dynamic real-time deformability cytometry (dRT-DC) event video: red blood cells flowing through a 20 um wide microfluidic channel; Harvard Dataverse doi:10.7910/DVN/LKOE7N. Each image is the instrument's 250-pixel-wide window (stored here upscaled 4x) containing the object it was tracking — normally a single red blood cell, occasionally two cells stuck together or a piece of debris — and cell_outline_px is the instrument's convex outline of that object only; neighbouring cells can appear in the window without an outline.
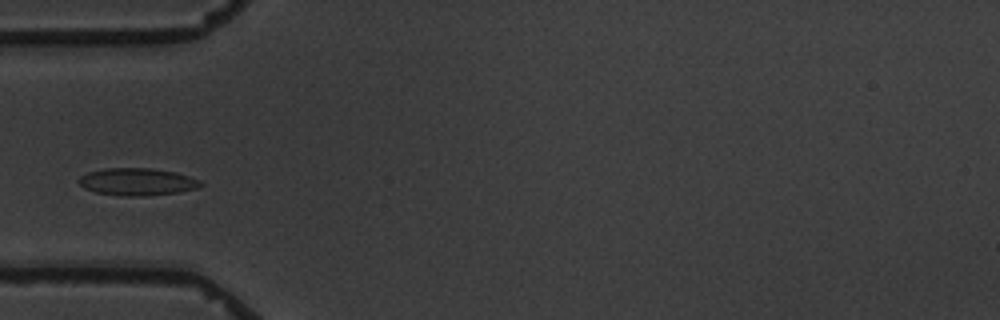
{"species": "common noctule bat (a hibernating species)", "species_latin": "Nyctalus noctula", "temperature_condition": "warm", "stored_images_in_passage": 8, "camera_frame_rate_fps": 3000, "um_per_image_px": 0.085, "animal": {"sex": "male", "body_mass_g": 19.5, "forearm_length_mm": 54.6}, "frame": {"image": 1, "passage_image": 4, "time_ms": 3.333, "image_size_px": [1000, 320], "cell_outline_px": [[204, 184], [200, 188], [180, 192], [144, 196], [120, 196], [96, 192], [84, 188], [76, 180], [80, 176], [88, 172], [104, 168], [152, 168], [176, 172], [200, 180]], "centroid_in_image_um": [11.68, 15.45], "position_along_channel_um": 73.3, "area_um2": 19.65}}
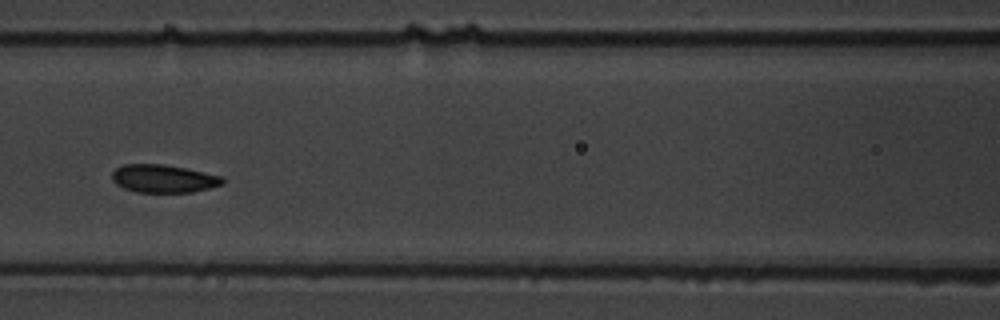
{"frame": {"image": 2, "passage_image": 6, "time_ms": 5.667, "image_size_px": [1000, 320], "cell_outline_px": [[224, 184], [192, 192], [136, 192], [124, 188], [116, 184], [112, 180], [112, 172], [116, 168], [124, 164], [164, 164], [224, 176]], "centroid_in_image_um": [13.9, 15.18], "position_along_channel_um": 152.7, "area_um2": 18.03}}
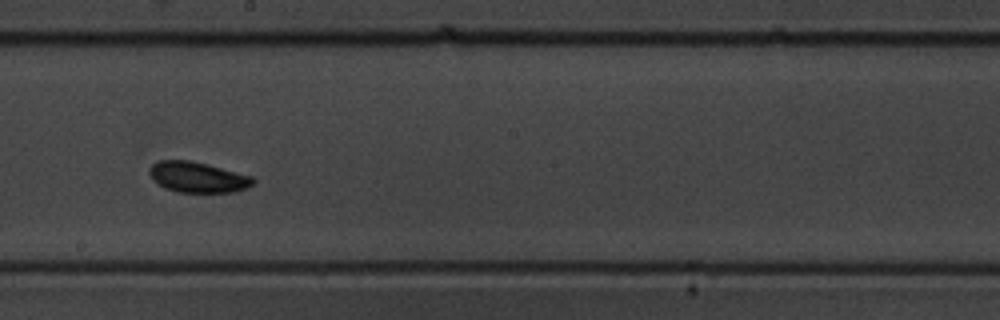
{"frame": {"image": 3, "passage_image": 8, "time_ms": 8.0, "image_size_px": [1000, 320], "cell_outline_px": [[256, 184], [236, 192], [180, 192], [164, 188], [152, 180], [148, 172], [148, 168], [156, 160], [192, 160], [252, 176], [256, 180]], "centroid_in_image_um": [16.79, 15.05], "position_along_channel_um": 231.4, "area_um2": 18.79}}